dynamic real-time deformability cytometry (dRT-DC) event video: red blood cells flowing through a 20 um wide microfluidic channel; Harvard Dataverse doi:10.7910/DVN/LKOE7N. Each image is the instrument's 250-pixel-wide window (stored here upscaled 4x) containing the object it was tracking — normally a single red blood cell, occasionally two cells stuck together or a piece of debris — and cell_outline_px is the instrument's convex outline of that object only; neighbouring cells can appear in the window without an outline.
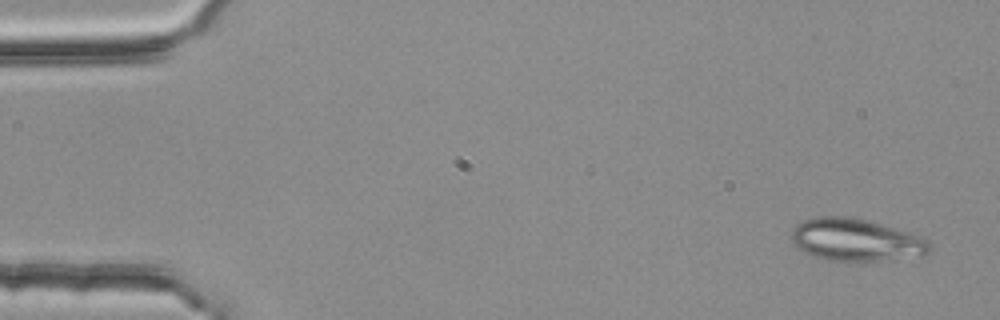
{"species": "common noctule bat (a hibernating species)", "species_latin": "Nyctalus noctula", "temperature_condition": "room temperature", "stored_images_in_passage": 5, "camera_frame_rate_fps": 3000, "um_per_image_px": 0.085, "animal": {"sex": "female", "body_mass_g": 25.1}, "frame": {"image": 1, "passage_image": 1, "time_ms": 0.0, "image_size_px": [1000, 320], "cell_outline_px": [[932, 248], [928, 256], [880, 260], [828, 260], [812, 256], [796, 248], [792, 240], [792, 228], [796, 224], [804, 220], [816, 216], [844, 216], [864, 220], [924, 236], [932, 244]], "centroid_in_image_um": [72.79, 20.4], "position_along_channel_um": 12.2, "area_um2": 34.28}}